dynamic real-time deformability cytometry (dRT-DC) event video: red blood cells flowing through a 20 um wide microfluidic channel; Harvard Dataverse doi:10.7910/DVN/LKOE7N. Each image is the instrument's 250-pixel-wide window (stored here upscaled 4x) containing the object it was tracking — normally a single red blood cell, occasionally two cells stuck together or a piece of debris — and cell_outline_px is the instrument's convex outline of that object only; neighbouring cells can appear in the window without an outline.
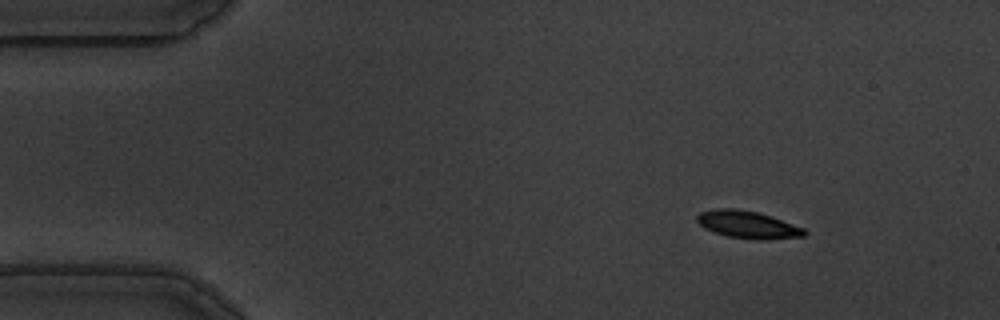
{"species": "common noctule bat (a hibernating species)", "species_latin": "Nyctalus noctula", "temperature_condition": "warm", "stored_images_in_passage": 50, "camera_frame_rate_fps": 3000, "um_per_image_px": 0.085, "animal": {"sex": "male", "body_mass_g": 19.5, "forearm_length_mm": 54.6}, "frame": {"image": 1, "passage_image": 1, "time_ms": 0.0, "image_size_px": [1000, 320], "cell_outline_px": [[808, 232], [804, 236], [756, 240], [728, 236], [704, 228], [696, 220], [696, 216], [700, 212], [716, 208], [736, 208], [756, 212], [772, 216], [804, 228]], "centroid_in_image_um": [63.55, 19.08], "position_along_channel_um": 21.4, "area_um2": 17.05}}
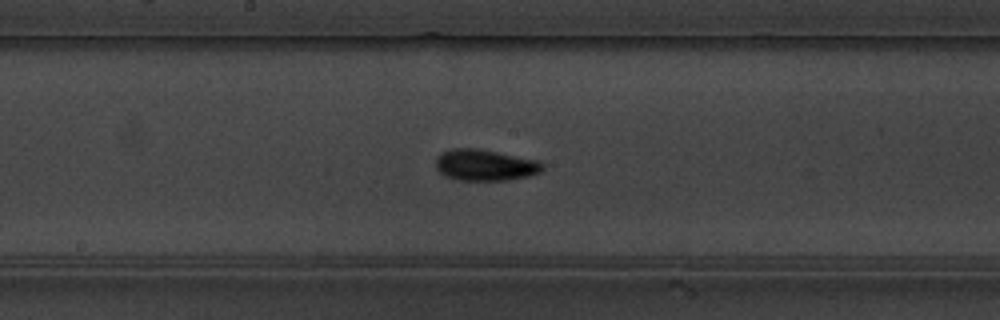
{"frame": {"image": 2, "passage_image": 23, "time_ms": 7.333, "image_size_px": [1000, 320], "cell_outline_px": [[544, 168], [540, 172], [528, 176], [508, 180], [456, 180], [444, 176], [436, 168], [436, 156], [452, 148], [476, 148], [540, 160], [544, 164]], "centroid_in_image_um": [41.24, 14.03], "position_along_channel_um": 207.0, "area_um2": 19.59}}
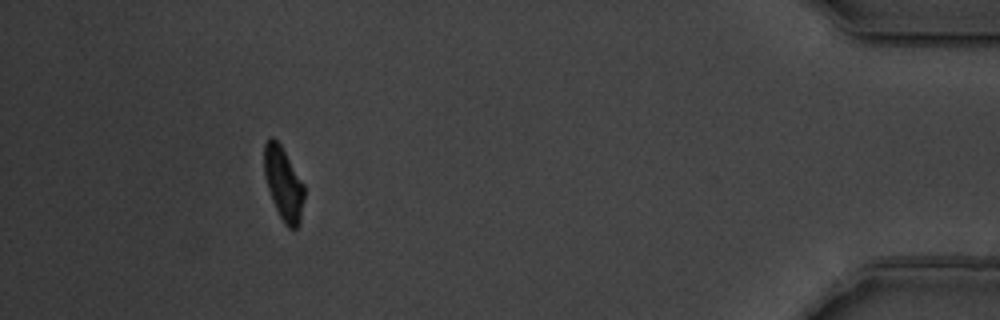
{"frame": {"image": 3, "passage_image": 45, "time_ms": 14.667, "image_size_px": [1000, 320], "cell_outline_px": [[304, 200], [300, 224], [296, 228], [288, 228], [284, 224], [272, 200], [264, 176], [264, 144], [272, 136], [280, 144], [304, 184]], "centroid_in_image_um": [24.1, 15.63], "position_along_channel_um": 411.1, "area_um2": 16.99}, "authors_computed_cell_mechanics": {"area_um2": 17.7157, "velocity_mm_per_s": 3.5946, "shape_relaxation_time_tau1_ms": 3.117, "shape_relaxation_time_tau2_ms": 2.609, "deformation_change_tau1": 0.1526, "deformation_change_tau2": 0.0584}}